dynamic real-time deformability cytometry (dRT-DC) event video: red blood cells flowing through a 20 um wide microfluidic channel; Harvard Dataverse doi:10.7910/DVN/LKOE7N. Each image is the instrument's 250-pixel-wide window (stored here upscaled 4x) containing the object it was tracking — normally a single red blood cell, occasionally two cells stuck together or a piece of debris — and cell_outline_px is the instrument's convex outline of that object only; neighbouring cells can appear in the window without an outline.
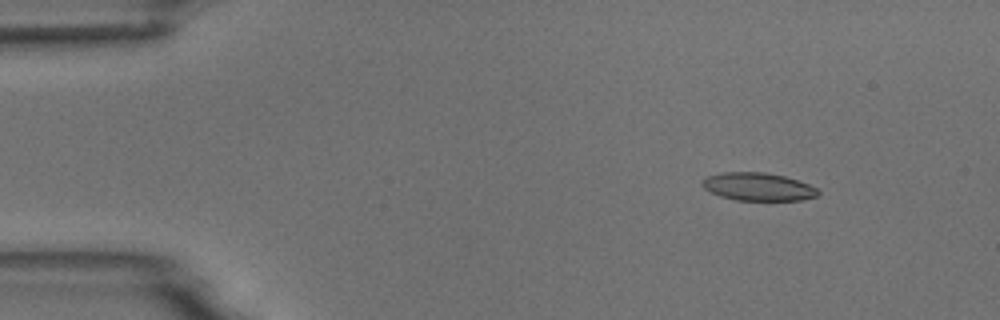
{"species": "common noctule bat (a hibernating species)", "species_latin": "Nyctalus noctula", "temperature_condition": "room temperature", "stored_images_in_passage": 6, "camera_frame_rate_fps": 3000, "um_per_image_px": 0.085, "animal": {"sex": "male", "body_mass_g": 18.8}, "frame": {"image": 1, "passage_image": 2, "time_ms": 2.0, "image_size_px": [1000, 320], "cell_outline_px": [[820, 192], [816, 196], [800, 200], [736, 200], [720, 196], [704, 188], [700, 184], [704, 176], [724, 172], [764, 172], [784, 176], [808, 184], [816, 188]], "centroid_in_image_um": [64.39, 15.86], "position_along_channel_um": 20.6, "area_um2": 18.79}}
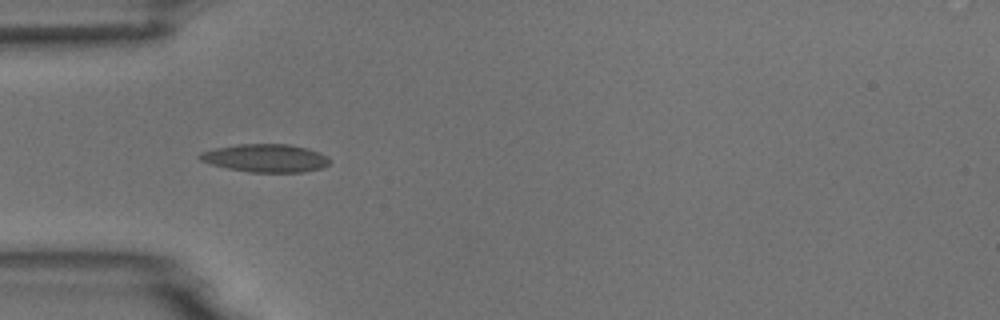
{"frame": {"image": 2, "passage_image": 5, "time_ms": 5.333, "image_size_px": [1000, 320], "cell_outline_px": [[332, 160], [324, 168], [304, 172], [248, 172], [228, 168], [212, 164], [200, 160], [196, 156], [200, 152], [216, 148], [236, 144], [292, 144], [308, 148], [320, 152], [328, 156]], "centroid_in_image_um": [22.62, 13.43], "position_along_channel_um": 62.4, "area_um2": 21.5}}